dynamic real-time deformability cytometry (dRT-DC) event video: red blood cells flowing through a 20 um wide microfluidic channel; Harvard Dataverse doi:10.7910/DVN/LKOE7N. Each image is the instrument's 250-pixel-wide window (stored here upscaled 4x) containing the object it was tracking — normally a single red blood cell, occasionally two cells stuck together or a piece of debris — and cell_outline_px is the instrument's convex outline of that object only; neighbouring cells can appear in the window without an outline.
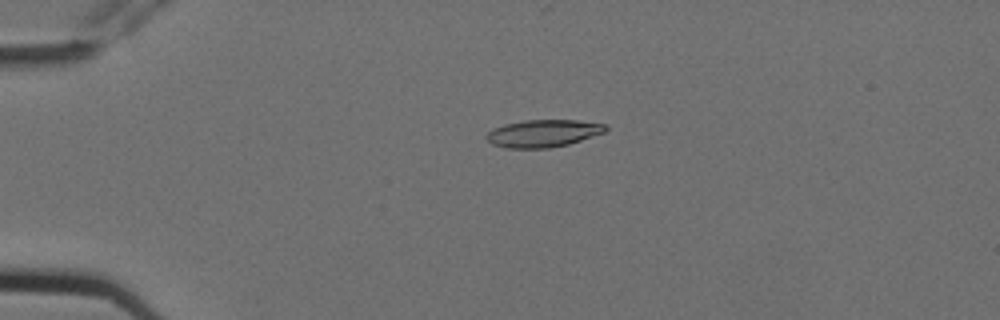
{"species": "Egyptian fruit bat (a non-hibernating species)", "species_latin": "Rousettus aegyptiacus", "temperature_condition": "cold", "stored_images_in_passage": 2, "camera_frame_rate_fps": 3000, "um_per_image_px": 0.085, "animal": {"sex": "female"}, "frame": {"image": 1, "passage_image": 1, "time_ms": 0.0, "image_size_px": [1000, 320], "cell_outline_px": [[608, 128], [604, 132], [568, 144], [548, 148], [504, 148], [492, 144], [484, 136], [492, 128], [504, 124], [524, 120], [576, 120], [608, 124]], "centroid_in_image_um": [46.14, 11.33], "position_along_channel_um": 38.9, "area_um2": 19.07}}